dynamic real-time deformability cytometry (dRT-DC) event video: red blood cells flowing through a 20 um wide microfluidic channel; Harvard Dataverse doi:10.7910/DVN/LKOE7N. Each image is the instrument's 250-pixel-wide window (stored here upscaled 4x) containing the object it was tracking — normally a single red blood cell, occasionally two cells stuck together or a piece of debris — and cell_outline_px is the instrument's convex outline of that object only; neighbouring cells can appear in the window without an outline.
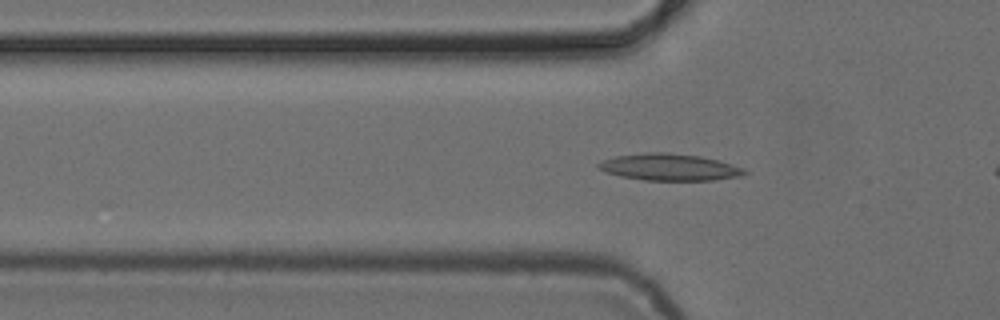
{"species": "common noctule bat (a hibernating species)", "species_latin": "Nyctalus noctula", "temperature_condition": "cold", "stored_images_in_passage": 20, "camera_frame_rate_fps": 3000, "um_per_image_px": 0.085, "animal": {"sex": "female", "body_mass_g": 24.6, "forearm_length_mm": 56.2}, "frame": {"image": 1, "passage_image": 17, "time_ms": 5.333, "image_size_px": [1000, 320], "cell_outline_px": [[748, 172], [744, 176], [712, 180], [644, 180], [620, 176], [604, 172], [596, 168], [596, 164], [604, 160], [616, 156], [648, 152], [668, 152], [700, 156], [732, 164], [744, 168]], "centroid_in_image_um": [56.9, 14.21], "position_along_channel_um": 68.9, "area_um2": 22.89}}